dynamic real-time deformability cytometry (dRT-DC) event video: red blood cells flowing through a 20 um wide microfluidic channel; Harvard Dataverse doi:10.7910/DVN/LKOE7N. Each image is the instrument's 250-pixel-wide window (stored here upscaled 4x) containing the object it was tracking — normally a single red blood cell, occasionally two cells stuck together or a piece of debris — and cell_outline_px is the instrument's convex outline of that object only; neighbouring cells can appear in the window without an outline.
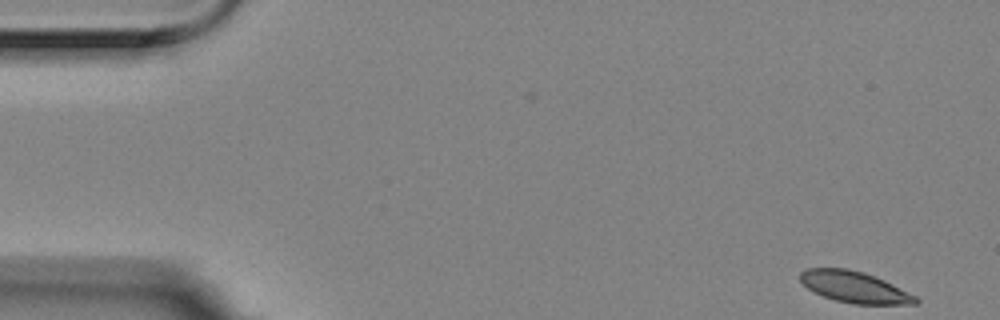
{"species": "Egyptian fruit bat (a non-hibernating species)", "species_latin": "Rousettus aegyptiacus", "temperature_condition": "room temperature", "stored_images_in_passage": 5, "camera_frame_rate_fps": 3000, "um_per_image_px": 0.085, "animal": {"sex": "female"}, "frame": {"image": 1, "passage_image": 1, "time_ms": 0.0, "image_size_px": [1000, 320], "cell_outline_px": [[920, 300], [916, 304], [852, 304], [836, 300], [824, 296], [808, 288], [800, 280], [800, 272], [808, 268], [848, 268], [864, 272], [884, 280], [916, 296]], "centroid_in_image_um": [72.64, 24.39], "position_along_channel_um": 12.4, "area_um2": 20.87}}